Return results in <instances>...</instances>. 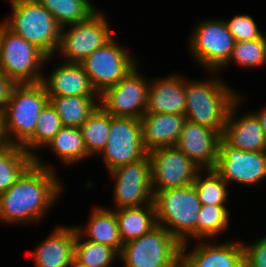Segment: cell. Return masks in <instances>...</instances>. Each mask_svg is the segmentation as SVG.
Returning a JSON list of instances; mask_svg holds the SVG:
<instances>
[{"label": "cell", "mask_w": 266, "mask_h": 267, "mask_svg": "<svg viewBox=\"0 0 266 267\" xmlns=\"http://www.w3.org/2000/svg\"><path fill=\"white\" fill-rule=\"evenodd\" d=\"M253 113L256 115V117L258 118L259 120V123H260V126L262 127L263 129V132L265 133L266 135V107L264 106L260 112L259 111H253Z\"/></svg>", "instance_id": "cell-38"}, {"label": "cell", "mask_w": 266, "mask_h": 267, "mask_svg": "<svg viewBox=\"0 0 266 267\" xmlns=\"http://www.w3.org/2000/svg\"><path fill=\"white\" fill-rule=\"evenodd\" d=\"M69 267H89L87 265L82 264L81 262L77 261L75 258L72 260L71 265Z\"/></svg>", "instance_id": "cell-40"}, {"label": "cell", "mask_w": 266, "mask_h": 267, "mask_svg": "<svg viewBox=\"0 0 266 267\" xmlns=\"http://www.w3.org/2000/svg\"><path fill=\"white\" fill-rule=\"evenodd\" d=\"M185 77L169 74L162 78H150L147 107L145 113H165L185 115Z\"/></svg>", "instance_id": "cell-19"}, {"label": "cell", "mask_w": 266, "mask_h": 267, "mask_svg": "<svg viewBox=\"0 0 266 267\" xmlns=\"http://www.w3.org/2000/svg\"><path fill=\"white\" fill-rule=\"evenodd\" d=\"M51 58L0 23V71L15 84L41 82L43 66Z\"/></svg>", "instance_id": "cell-6"}, {"label": "cell", "mask_w": 266, "mask_h": 267, "mask_svg": "<svg viewBox=\"0 0 266 267\" xmlns=\"http://www.w3.org/2000/svg\"><path fill=\"white\" fill-rule=\"evenodd\" d=\"M151 161L152 191L193 184L201 168L177 147H161L148 152Z\"/></svg>", "instance_id": "cell-15"}, {"label": "cell", "mask_w": 266, "mask_h": 267, "mask_svg": "<svg viewBox=\"0 0 266 267\" xmlns=\"http://www.w3.org/2000/svg\"><path fill=\"white\" fill-rule=\"evenodd\" d=\"M49 102L60 116L62 126L80 128L99 106V96L50 97Z\"/></svg>", "instance_id": "cell-25"}, {"label": "cell", "mask_w": 266, "mask_h": 267, "mask_svg": "<svg viewBox=\"0 0 266 267\" xmlns=\"http://www.w3.org/2000/svg\"><path fill=\"white\" fill-rule=\"evenodd\" d=\"M76 230L74 258L89 267H113L119 254L111 247L88 239Z\"/></svg>", "instance_id": "cell-33"}, {"label": "cell", "mask_w": 266, "mask_h": 267, "mask_svg": "<svg viewBox=\"0 0 266 267\" xmlns=\"http://www.w3.org/2000/svg\"><path fill=\"white\" fill-rule=\"evenodd\" d=\"M235 42L255 40L264 36L257 22L249 14H237L231 19L224 20Z\"/></svg>", "instance_id": "cell-35"}, {"label": "cell", "mask_w": 266, "mask_h": 267, "mask_svg": "<svg viewBox=\"0 0 266 267\" xmlns=\"http://www.w3.org/2000/svg\"><path fill=\"white\" fill-rule=\"evenodd\" d=\"M134 54L121 46L115 37L95 50L80 64L88 75L93 88L100 95L116 85L138 63Z\"/></svg>", "instance_id": "cell-10"}, {"label": "cell", "mask_w": 266, "mask_h": 267, "mask_svg": "<svg viewBox=\"0 0 266 267\" xmlns=\"http://www.w3.org/2000/svg\"><path fill=\"white\" fill-rule=\"evenodd\" d=\"M11 13L2 23L14 34L34 44L53 58L60 42L62 26L36 0H12Z\"/></svg>", "instance_id": "cell-5"}, {"label": "cell", "mask_w": 266, "mask_h": 267, "mask_svg": "<svg viewBox=\"0 0 266 267\" xmlns=\"http://www.w3.org/2000/svg\"><path fill=\"white\" fill-rule=\"evenodd\" d=\"M214 169L228 185L237 183L256 187L266 180V152L242 151L221 138Z\"/></svg>", "instance_id": "cell-14"}, {"label": "cell", "mask_w": 266, "mask_h": 267, "mask_svg": "<svg viewBox=\"0 0 266 267\" xmlns=\"http://www.w3.org/2000/svg\"><path fill=\"white\" fill-rule=\"evenodd\" d=\"M221 138L222 135L212 128L186 121L175 147L199 168L214 169Z\"/></svg>", "instance_id": "cell-18"}, {"label": "cell", "mask_w": 266, "mask_h": 267, "mask_svg": "<svg viewBox=\"0 0 266 267\" xmlns=\"http://www.w3.org/2000/svg\"><path fill=\"white\" fill-rule=\"evenodd\" d=\"M48 102L41 82L15 84L2 112L7 143L22 146L34 134L39 115Z\"/></svg>", "instance_id": "cell-3"}, {"label": "cell", "mask_w": 266, "mask_h": 267, "mask_svg": "<svg viewBox=\"0 0 266 267\" xmlns=\"http://www.w3.org/2000/svg\"><path fill=\"white\" fill-rule=\"evenodd\" d=\"M140 67L137 64L116 85L99 95V105L112 116L141 119L144 115L150 79L144 78Z\"/></svg>", "instance_id": "cell-11"}, {"label": "cell", "mask_w": 266, "mask_h": 267, "mask_svg": "<svg viewBox=\"0 0 266 267\" xmlns=\"http://www.w3.org/2000/svg\"><path fill=\"white\" fill-rule=\"evenodd\" d=\"M215 242L199 240L192 251L188 243L182 244L181 267H237L244 260L242 241Z\"/></svg>", "instance_id": "cell-17"}, {"label": "cell", "mask_w": 266, "mask_h": 267, "mask_svg": "<svg viewBox=\"0 0 266 267\" xmlns=\"http://www.w3.org/2000/svg\"><path fill=\"white\" fill-rule=\"evenodd\" d=\"M189 36V53L207 72L222 68L231 57L235 39L229 32L224 19H202Z\"/></svg>", "instance_id": "cell-8"}, {"label": "cell", "mask_w": 266, "mask_h": 267, "mask_svg": "<svg viewBox=\"0 0 266 267\" xmlns=\"http://www.w3.org/2000/svg\"><path fill=\"white\" fill-rule=\"evenodd\" d=\"M108 173L115 182L112 196L114 209L153 203L151 161L148 154Z\"/></svg>", "instance_id": "cell-13"}, {"label": "cell", "mask_w": 266, "mask_h": 267, "mask_svg": "<svg viewBox=\"0 0 266 267\" xmlns=\"http://www.w3.org/2000/svg\"><path fill=\"white\" fill-rule=\"evenodd\" d=\"M147 154L143 145L141 119L111 115L109 138L100 154L108 172L136 162Z\"/></svg>", "instance_id": "cell-12"}, {"label": "cell", "mask_w": 266, "mask_h": 267, "mask_svg": "<svg viewBox=\"0 0 266 267\" xmlns=\"http://www.w3.org/2000/svg\"><path fill=\"white\" fill-rule=\"evenodd\" d=\"M232 62L245 69L263 67L266 64V36L235 42L231 57L222 69Z\"/></svg>", "instance_id": "cell-34"}, {"label": "cell", "mask_w": 266, "mask_h": 267, "mask_svg": "<svg viewBox=\"0 0 266 267\" xmlns=\"http://www.w3.org/2000/svg\"><path fill=\"white\" fill-rule=\"evenodd\" d=\"M153 202L157 225L165 227L181 244L197 241V218L201 208L193 184L157 191Z\"/></svg>", "instance_id": "cell-4"}, {"label": "cell", "mask_w": 266, "mask_h": 267, "mask_svg": "<svg viewBox=\"0 0 266 267\" xmlns=\"http://www.w3.org/2000/svg\"><path fill=\"white\" fill-rule=\"evenodd\" d=\"M40 156L37 154L16 182L0 194L3 224H39L64 191L54 166L42 161Z\"/></svg>", "instance_id": "cell-1"}, {"label": "cell", "mask_w": 266, "mask_h": 267, "mask_svg": "<svg viewBox=\"0 0 266 267\" xmlns=\"http://www.w3.org/2000/svg\"><path fill=\"white\" fill-rule=\"evenodd\" d=\"M34 161L22 146L7 143L0 148V194L6 192Z\"/></svg>", "instance_id": "cell-28"}, {"label": "cell", "mask_w": 266, "mask_h": 267, "mask_svg": "<svg viewBox=\"0 0 266 267\" xmlns=\"http://www.w3.org/2000/svg\"><path fill=\"white\" fill-rule=\"evenodd\" d=\"M123 243L149 233L157 226L156 208L152 204L114 210Z\"/></svg>", "instance_id": "cell-24"}, {"label": "cell", "mask_w": 266, "mask_h": 267, "mask_svg": "<svg viewBox=\"0 0 266 267\" xmlns=\"http://www.w3.org/2000/svg\"><path fill=\"white\" fill-rule=\"evenodd\" d=\"M186 121L181 114L144 113L141 123L145 150L176 146Z\"/></svg>", "instance_id": "cell-22"}, {"label": "cell", "mask_w": 266, "mask_h": 267, "mask_svg": "<svg viewBox=\"0 0 266 267\" xmlns=\"http://www.w3.org/2000/svg\"><path fill=\"white\" fill-rule=\"evenodd\" d=\"M103 13L99 8L86 21L62 27L56 51L60 53L61 60L64 58V62L81 63L114 37L109 20Z\"/></svg>", "instance_id": "cell-9"}, {"label": "cell", "mask_w": 266, "mask_h": 267, "mask_svg": "<svg viewBox=\"0 0 266 267\" xmlns=\"http://www.w3.org/2000/svg\"><path fill=\"white\" fill-rule=\"evenodd\" d=\"M62 127L60 116L52 104L48 102L39 115L34 134L22 145L23 149L35 157L37 155L36 149H44Z\"/></svg>", "instance_id": "cell-31"}, {"label": "cell", "mask_w": 266, "mask_h": 267, "mask_svg": "<svg viewBox=\"0 0 266 267\" xmlns=\"http://www.w3.org/2000/svg\"><path fill=\"white\" fill-rule=\"evenodd\" d=\"M44 148H49L67 166L90 158L79 127L63 126Z\"/></svg>", "instance_id": "cell-26"}, {"label": "cell", "mask_w": 266, "mask_h": 267, "mask_svg": "<svg viewBox=\"0 0 266 267\" xmlns=\"http://www.w3.org/2000/svg\"><path fill=\"white\" fill-rule=\"evenodd\" d=\"M237 267H247L245 260H243Z\"/></svg>", "instance_id": "cell-41"}, {"label": "cell", "mask_w": 266, "mask_h": 267, "mask_svg": "<svg viewBox=\"0 0 266 267\" xmlns=\"http://www.w3.org/2000/svg\"><path fill=\"white\" fill-rule=\"evenodd\" d=\"M63 27L89 19L98 11L92 0H36Z\"/></svg>", "instance_id": "cell-29"}, {"label": "cell", "mask_w": 266, "mask_h": 267, "mask_svg": "<svg viewBox=\"0 0 266 267\" xmlns=\"http://www.w3.org/2000/svg\"><path fill=\"white\" fill-rule=\"evenodd\" d=\"M242 244L247 267H266V235L255 242L245 244L243 241Z\"/></svg>", "instance_id": "cell-36"}, {"label": "cell", "mask_w": 266, "mask_h": 267, "mask_svg": "<svg viewBox=\"0 0 266 267\" xmlns=\"http://www.w3.org/2000/svg\"><path fill=\"white\" fill-rule=\"evenodd\" d=\"M7 144V141L4 136L3 131V121H2V114H0V148L5 146Z\"/></svg>", "instance_id": "cell-39"}, {"label": "cell", "mask_w": 266, "mask_h": 267, "mask_svg": "<svg viewBox=\"0 0 266 267\" xmlns=\"http://www.w3.org/2000/svg\"><path fill=\"white\" fill-rule=\"evenodd\" d=\"M244 99L239 92L238 99L229 109L222 138L242 151L266 152V135L256 115L253 112L238 114Z\"/></svg>", "instance_id": "cell-16"}, {"label": "cell", "mask_w": 266, "mask_h": 267, "mask_svg": "<svg viewBox=\"0 0 266 267\" xmlns=\"http://www.w3.org/2000/svg\"><path fill=\"white\" fill-rule=\"evenodd\" d=\"M14 85L15 83L0 71V114H2L7 104Z\"/></svg>", "instance_id": "cell-37"}, {"label": "cell", "mask_w": 266, "mask_h": 267, "mask_svg": "<svg viewBox=\"0 0 266 267\" xmlns=\"http://www.w3.org/2000/svg\"><path fill=\"white\" fill-rule=\"evenodd\" d=\"M194 186L201 205H226L229 200V186L215 169H201Z\"/></svg>", "instance_id": "cell-30"}, {"label": "cell", "mask_w": 266, "mask_h": 267, "mask_svg": "<svg viewBox=\"0 0 266 267\" xmlns=\"http://www.w3.org/2000/svg\"><path fill=\"white\" fill-rule=\"evenodd\" d=\"M111 128V114L100 105L80 127L88 157L98 156L104 150Z\"/></svg>", "instance_id": "cell-27"}, {"label": "cell", "mask_w": 266, "mask_h": 267, "mask_svg": "<svg viewBox=\"0 0 266 267\" xmlns=\"http://www.w3.org/2000/svg\"><path fill=\"white\" fill-rule=\"evenodd\" d=\"M76 227L59 225L33 249L35 267H69L74 259Z\"/></svg>", "instance_id": "cell-20"}, {"label": "cell", "mask_w": 266, "mask_h": 267, "mask_svg": "<svg viewBox=\"0 0 266 267\" xmlns=\"http://www.w3.org/2000/svg\"><path fill=\"white\" fill-rule=\"evenodd\" d=\"M217 73L210 71L211 77L202 81L185 77V116L187 121L207 126L223 135L229 109L239 93Z\"/></svg>", "instance_id": "cell-2"}, {"label": "cell", "mask_w": 266, "mask_h": 267, "mask_svg": "<svg viewBox=\"0 0 266 267\" xmlns=\"http://www.w3.org/2000/svg\"><path fill=\"white\" fill-rule=\"evenodd\" d=\"M182 244L165 227L123 243L119 257L124 267H181Z\"/></svg>", "instance_id": "cell-7"}, {"label": "cell", "mask_w": 266, "mask_h": 267, "mask_svg": "<svg viewBox=\"0 0 266 267\" xmlns=\"http://www.w3.org/2000/svg\"><path fill=\"white\" fill-rule=\"evenodd\" d=\"M91 212L87 225L75 226L76 230L83 236V239L109 246L119 254L123 241L114 209L96 206L91 209Z\"/></svg>", "instance_id": "cell-23"}, {"label": "cell", "mask_w": 266, "mask_h": 267, "mask_svg": "<svg viewBox=\"0 0 266 267\" xmlns=\"http://www.w3.org/2000/svg\"><path fill=\"white\" fill-rule=\"evenodd\" d=\"M62 63V64H61ZM42 77L48 97L99 96L80 63L61 62Z\"/></svg>", "instance_id": "cell-21"}, {"label": "cell", "mask_w": 266, "mask_h": 267, "mask_svg": "<svg viewBox=\"0 0 266 267\" xmlns=\"http://www.w3.org/2000/svg\"><path fill=\"white\" fill-rule=\"evenodd\" d=\"M229 216L226 205H201L197 218V241L217 240V235L230 228Z\"/></svg>", "instance_id": "cell-32"}]
</instances>
